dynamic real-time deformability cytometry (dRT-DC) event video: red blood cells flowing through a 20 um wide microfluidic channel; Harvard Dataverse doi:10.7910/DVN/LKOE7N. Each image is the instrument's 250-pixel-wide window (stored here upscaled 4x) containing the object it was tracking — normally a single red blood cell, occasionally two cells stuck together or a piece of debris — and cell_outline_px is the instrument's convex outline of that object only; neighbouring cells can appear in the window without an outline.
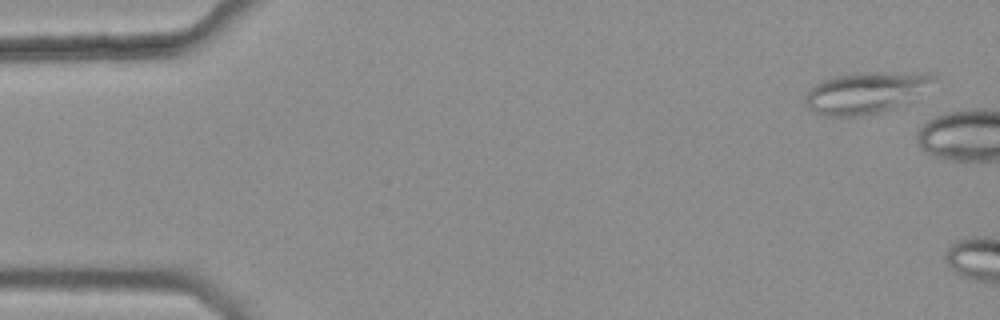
{"species": "common noctule bat (a hibernating species)", "species_latin": "Nyctalus noctula", "temperature_condition": "warm", "stored_images_in_passage": 2, "camera_frame_rate_fps": 3000, "um_per_image_px": 0.085, "animal": {"sex": "female", "body_mass_g": 25.1}, "frame": {"image": 1, "passage_image": 1, "time_ms": 0.0, "image_size_px": [1000, 320], "cell_outline_px": [[936, 80], [908, 100], [892, 108], [880, 112], [860, 116], [824, 116], [812, 112], [804, 104], [804, 96], [816, 84], [832, 76], [872, 72], [928, 72], [936, 76]], "centroid_in_image_um": [73.53, 7.87], "position_along_channel_um": 11.5, "area_um2": 30.69}}